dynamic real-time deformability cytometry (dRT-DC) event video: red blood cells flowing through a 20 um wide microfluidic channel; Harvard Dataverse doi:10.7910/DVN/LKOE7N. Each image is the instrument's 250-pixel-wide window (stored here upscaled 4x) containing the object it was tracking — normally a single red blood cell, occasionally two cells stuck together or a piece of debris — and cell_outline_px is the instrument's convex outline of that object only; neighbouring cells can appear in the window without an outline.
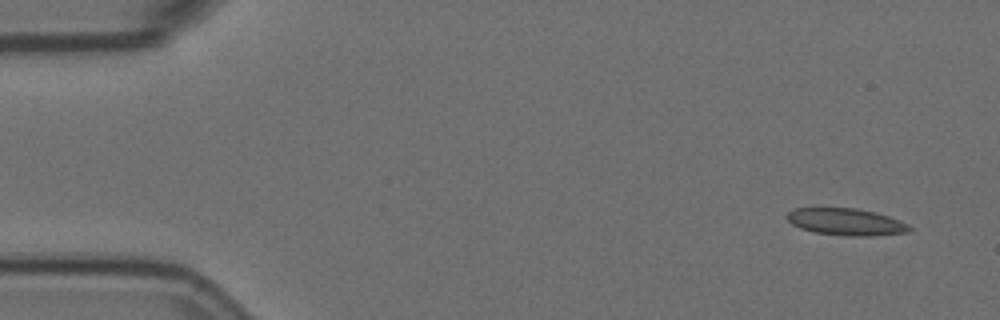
{"species": "Egyptian fruit bat (a non-hibernating species)", "species_latin": "Rousettus aegyptiacus", "temperature_condition": "room temperature", "stored_images_in_passage": 2, "camera_frame_rate_fps": 3000, "um_per_image_px": 0.085, "animal": {"sex": "female"}, "frame": {"image": 1, "passage_image": 1, "time_ms": 0.0, "image_size_px": [1000, 320], "cell_outline_px": [[912, 228], [908, 232], [872, 236], [852, 236], [816, 232], [800, 228], [792, 224], [784, 216], [788, 212], [796, 208], [856, 208], [876, 212], [900, 220], [908, 224]], "centroid_in_image_um": [71.92, 18.85], "position_along_channel_um": 13.1, "area_um2": 19.19}}